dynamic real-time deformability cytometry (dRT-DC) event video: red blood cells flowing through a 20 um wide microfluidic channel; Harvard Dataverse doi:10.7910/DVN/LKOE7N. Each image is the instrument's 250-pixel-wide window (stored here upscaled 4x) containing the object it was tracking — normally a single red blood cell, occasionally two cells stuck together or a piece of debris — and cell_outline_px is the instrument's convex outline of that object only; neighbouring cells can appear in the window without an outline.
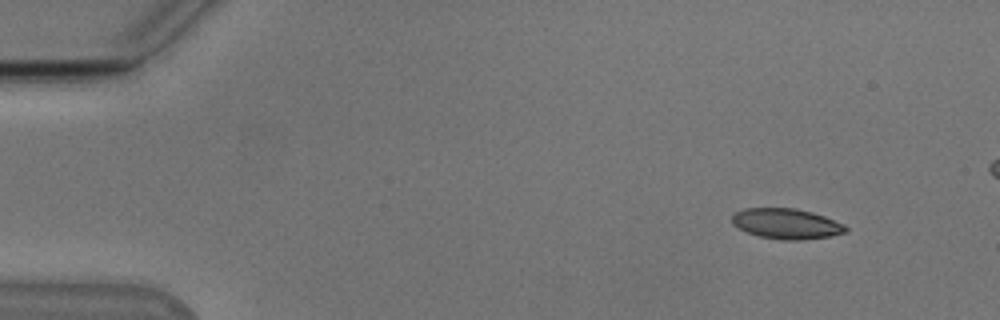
{"species": "Egyptian fruit bat (a non-hibernating species)", "species_latin": "Rousettus aegyptiacus", "temperature_condition": "cold", "stored_images_in_passage": 46, "camera_frame_rate_fps": 3000, "um_per_image_px": 0.085, "animal": {"sex": "male"}, "frame": {"image": 1, "passage_image": 1, "time_ms": 0.0, "image_size_px": [1000, 320], "cell_outline_px": [[848, 232], [832, 236], [804, 240], [780, 240], [760, 236], [748, 232], [732, 224], [732, 216], [736, 212], [744, 208], [796, 208], [812, 212], [824, 216], [844, 224], [848, 228]], "centroid_in_image_um": [66.89, 19.02], "position_along_channel_um": 18.1, "area_um2": 20.23}}
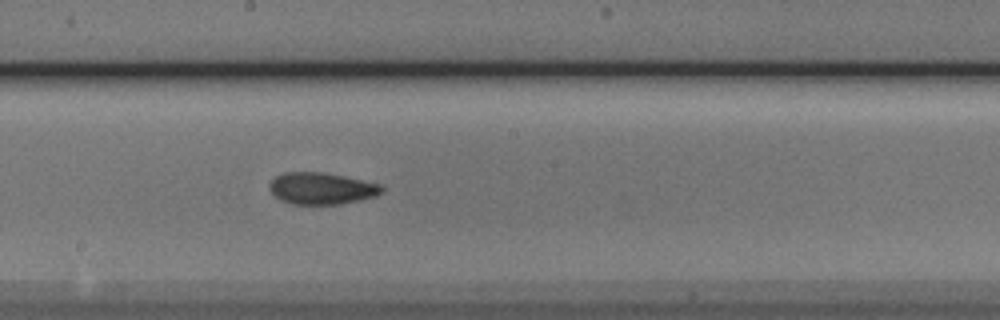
{"frame": {"image": 2, "passage_image": 25, "time_ms": 8.0, "image_size_px": [1000, 320], "cell_outline_px": [[384, 192], [376, 196], [360, 200], [340, 204], [292, 204], [280, 200], [268, 188], [268, 184], [276, 176], [284, 172], [320, 172], [344, 176], [380, 184], [384, 188]], "centroid_in_image_um": [27.33, 16.02], "position_along_channel_um": 220.9, "area_um2": 20.81}}
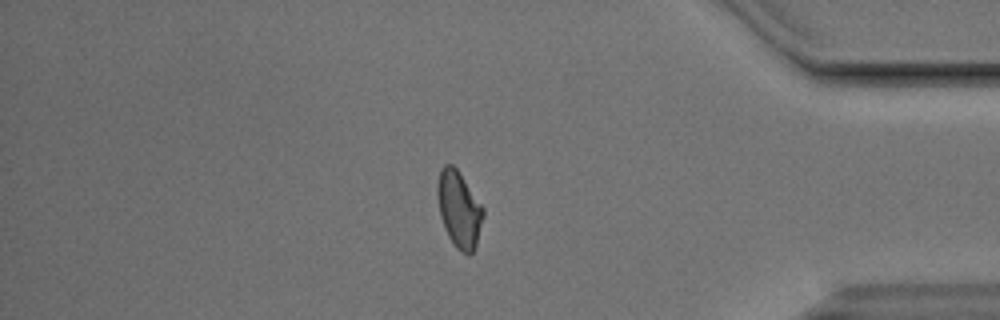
{"frame": {"image": 3, "passage_image": 41, "time_ms": 13.333, "image_size_px": [1000, 320], "cell_outline_px": [[484, 216], [476, 244], [472, 252], [468, 256], [460, 252], [456, 248], [448, 236], [444, 228], [440, 216], [436, 192], [436, 188], [440, 168], [444, 164], [452, 164], [456, 168], [484, 208]], "centroid_in_image_um": [39.0, 17.8], "position_along_channel_um": 396.2, "area_um2": 20.46}}